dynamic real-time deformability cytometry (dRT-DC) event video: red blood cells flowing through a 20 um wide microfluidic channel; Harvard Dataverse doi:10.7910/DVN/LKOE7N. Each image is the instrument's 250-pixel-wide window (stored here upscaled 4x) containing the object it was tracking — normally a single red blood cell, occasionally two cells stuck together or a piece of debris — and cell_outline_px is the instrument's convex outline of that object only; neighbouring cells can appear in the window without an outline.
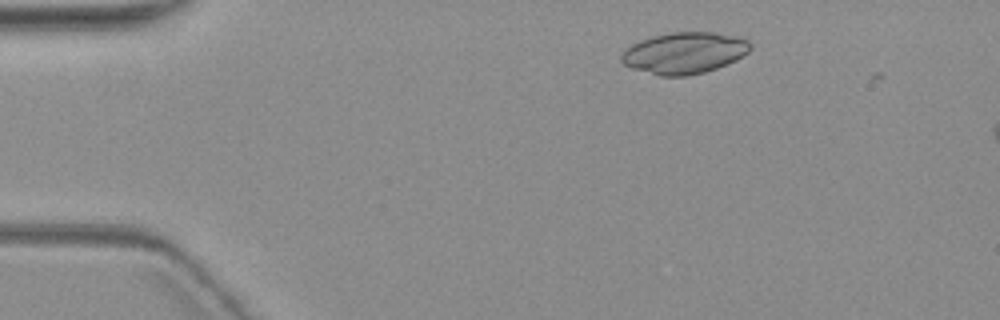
{"species": "common noctule bat (a hibernating species)", "species_latin": "Nyctalus noctula", "temperature_condition": "warm", "stored_images_in_passage": 2, "camera_frame_rate_fps": 3000, "um_per_image_px": 0.085, "animal": {"sex": "female", "body_mass_g": 19.3, "forearm_length_mm": 54.1}, "frame": {"image": 1, "passage_image": 1, "time_ms": 0.0, "image_size_px": [1000, 320], "cell_outline_px": [[752, 48], [748, 52], [736, 60], [728, 64], [704, 72], [688, 76], [660, 76], [632, 68], [624, 64], [620, 60], [620, 56], [624, 48], [640, 40], [652, 36], [672, 32], [716, 32], [740, 36], [748, 40], [752, 44]], "centroid_in_image_um": [58.18, 4.49], "position_along_channel_um": 26.8, "area_um2": 31.5}}